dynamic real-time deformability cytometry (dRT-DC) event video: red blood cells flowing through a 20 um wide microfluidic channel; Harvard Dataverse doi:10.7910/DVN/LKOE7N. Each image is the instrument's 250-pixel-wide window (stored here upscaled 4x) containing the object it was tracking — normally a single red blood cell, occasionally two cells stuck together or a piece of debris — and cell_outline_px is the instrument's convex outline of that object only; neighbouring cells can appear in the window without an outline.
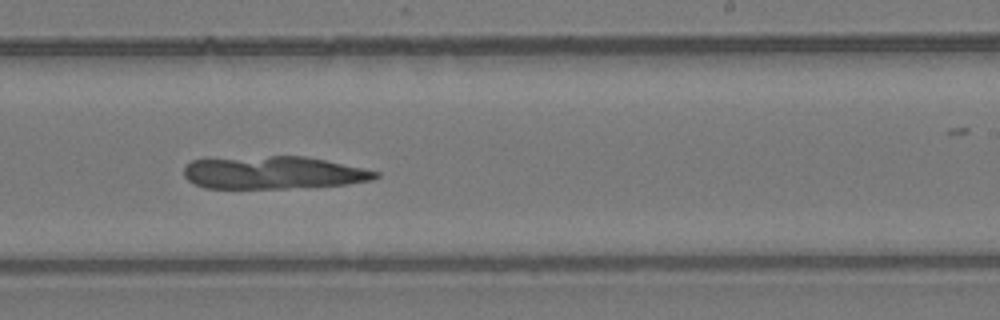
{"species": "common noctule bat (a hibernating species)", "species_latin": "Nyctalus noctula", "temperature_condition": "room temperature", "stored_images_in_passage": 48, "camera_frame_rate_fps": 3000, "um_per_image_px": 0.085, "animal": {"sex": "female", "body_mass_g": 24.6, "forearm_length_mm": 56.2}, "frame": {"image": 1, "passage_image": 27, "time_ms": 8.667, "image_size_px": [1000, 320], "cell_outline_px": [[380, 176], [372, 180], [348, 184], [288, 188], [204, 188], [188, 180], [184, 176], [184, 168], [192, 160], [268, 156], [304, 156], [324, 160], [380, 172]], "centroid_in_image_um": [23.24, 14.68], "position_along_channel_um": 265.8, "area_um2": 36.18}}